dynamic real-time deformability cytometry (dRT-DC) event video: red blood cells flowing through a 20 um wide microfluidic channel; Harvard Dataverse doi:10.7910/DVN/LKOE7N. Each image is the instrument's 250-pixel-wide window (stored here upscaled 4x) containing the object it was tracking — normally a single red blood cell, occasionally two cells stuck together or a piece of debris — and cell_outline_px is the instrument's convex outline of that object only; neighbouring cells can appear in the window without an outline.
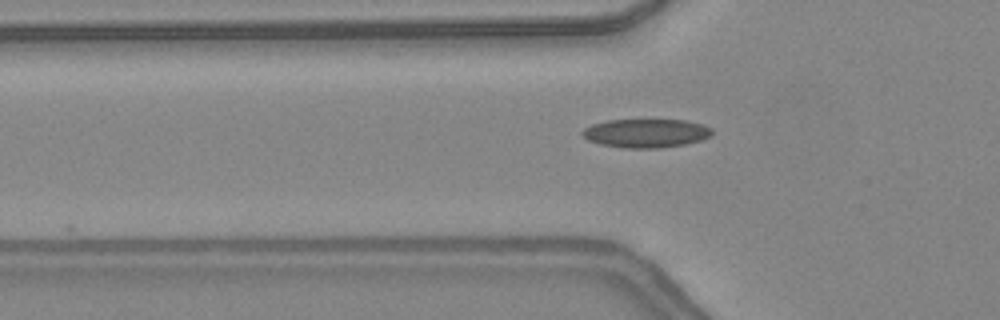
{"species": "common noctule bat (a hibernating species)", "species_latin": "Nyctalus noctula", "temperature_condition": "warm", "stored_images_in_passage": 9, "camera_frame_rate_fps": 3000, "um_per_image_px": 0.085, "animal": {"sex": "female", "body_mass_g": 24.6, "forearm_length_mm": 56.2}, "frame": {"image": 1, "passage_image": 3, "time_ms": 0.667, "image_size_px": [1000, 320], "cell_outline_px": [[712, 136], [700, 140], [684, 144], [660, 148], [620, 148], [600, 144], [588, 140], [580, 132], [584, 128], [592, 124], [608, 120], [688, 120], [704, 124], [712, 128]], "centroid_in_image_um": [54.92, 11.32], "position_along_channel_um": 70.9, "area_um2": 21.85}}
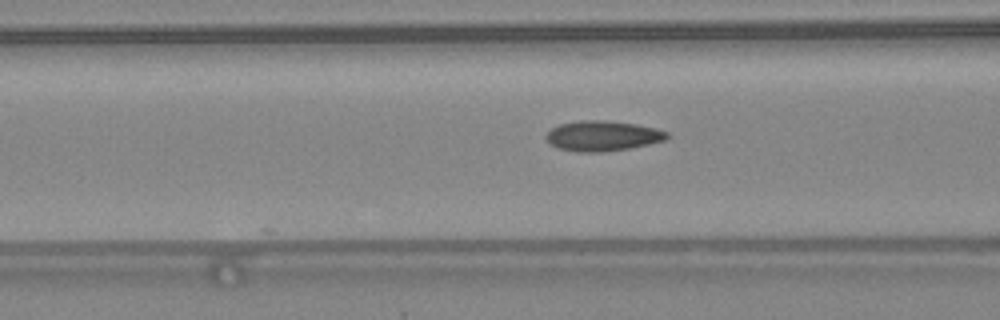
{"frame": {"image": 2, "passage_image": 6, "time_ms": 1.667, "image_size_px": [1000, 320], "cell_outline_px": [[668, 136], [664, 140], [648, 144], [628, 148], [600, 152], [576, 152], [556, 148], [544, 136], [552, 128], [560, 124], [584, 120], [604, 120], [636, 124], [656, 128], [668, 132]], "centroid_in_image_um": [51.2, 11.55], "position_along_channel_um": 115.4, "area_um2": 21.1}}